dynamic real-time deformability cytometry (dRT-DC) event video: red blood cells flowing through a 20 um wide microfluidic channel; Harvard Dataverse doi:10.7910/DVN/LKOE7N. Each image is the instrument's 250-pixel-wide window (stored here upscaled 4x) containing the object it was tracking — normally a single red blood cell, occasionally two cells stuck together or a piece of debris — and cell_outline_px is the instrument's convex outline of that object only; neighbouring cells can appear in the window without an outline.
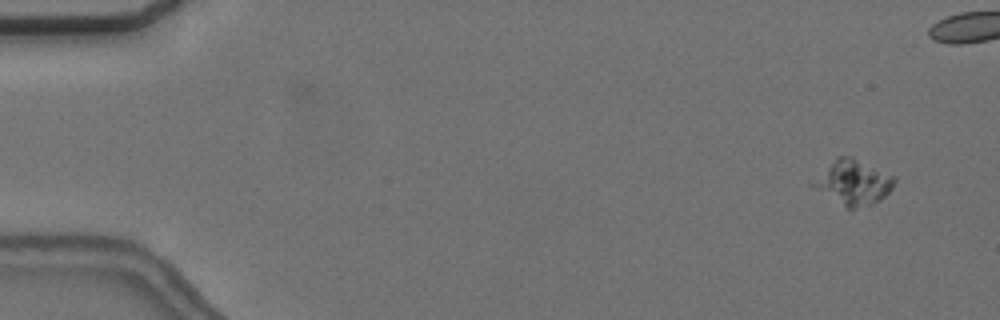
{"species": "common noctule bat (a hibernating species)", "species_latin": "Nyctalus noctula", "temperature_condition": "cold", "stored_images_in_passage": 12, "camera_frame_rate_fps": 3000, "um_per_image_px": 0.085, "animal": {"sex": "female", "body_mass_g": 24.6, "forearm_length_mm": 56.2}, "frame": {"image": 1, "passage_image": 2, "time_ms": 1.0, "image_size_px": [1000, 320], "cell_outline_px": [[896, 180], [892, 188], [880, 200], [872, 204], [852, 212], [808, 184], [836, 156], [852, 156], [896, 176]], "centroid_in_image_um": [72.52, 15.52], "position_along_channel_um": 12.5, "area_um2": 21.62}}